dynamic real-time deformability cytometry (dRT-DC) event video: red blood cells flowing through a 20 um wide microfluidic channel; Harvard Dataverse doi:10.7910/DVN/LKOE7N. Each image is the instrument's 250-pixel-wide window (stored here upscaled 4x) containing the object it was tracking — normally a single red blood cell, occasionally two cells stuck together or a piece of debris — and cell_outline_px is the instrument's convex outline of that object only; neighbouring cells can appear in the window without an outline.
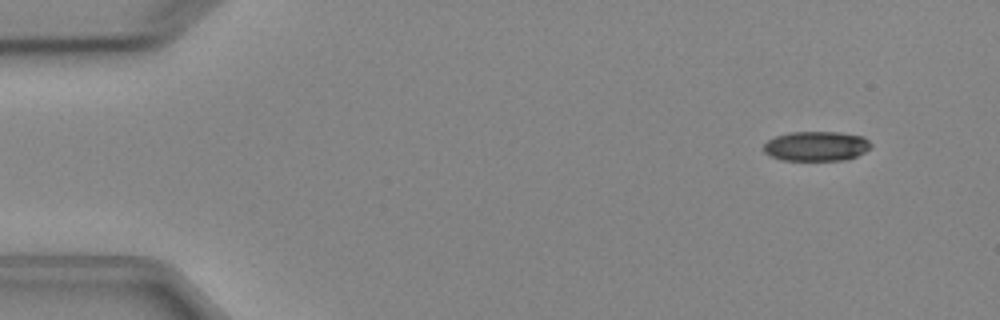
{"species": "Egyptian fruit bat (a non-hibernating species)", "species_latin": "Rousettus aegyptiacus", "temperature_condition": "cold", "stored_images_in_passage": 5, "camera_frame_rate_fps": 3000, "um_per_image_px": 0.085, "animal": {"sex": "female"}, "frame": {"image": 1, "passage_image": 2, "time_ms": 1.333, "image_size_px": [1000, 320], "cell_outline_px": [[872, 144], [864, 152], [856, 156], [844, 160], [780, 160], [768, 156], [764, 152], [764, 144], [768, 140], [776, 136], [788, 132], [840, 132], [864, 136]], "centroid_in_image_um": [69.36, 12.42], "position_along_channel_um": 15.6, "area_um2": 18.67}}